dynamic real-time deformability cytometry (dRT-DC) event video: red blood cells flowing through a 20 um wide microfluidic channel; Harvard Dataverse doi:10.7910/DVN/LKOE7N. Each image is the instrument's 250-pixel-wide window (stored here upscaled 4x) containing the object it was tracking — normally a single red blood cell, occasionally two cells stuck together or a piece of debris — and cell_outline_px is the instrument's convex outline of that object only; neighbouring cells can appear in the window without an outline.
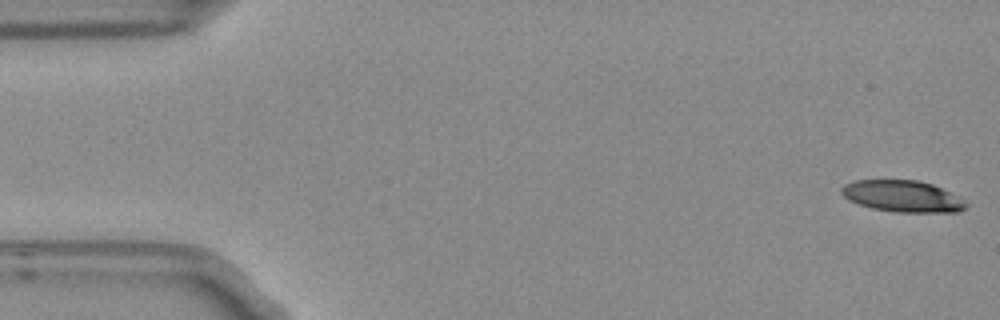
{"species": "Egyptian fruit bat (a non-hibernating species)", "species_latin": "Rousettus aegyptiacus", "temperature_condition": "room temperature", "stored_images_in_passage": 6, "camera_frame_rate_fps": 3000, "um_per_image_px": 0.085, "frame": {"image": 1, "passage_image": 1, "time_ms": 0.0, "image_size_px": [1000, 320], "cell_outline_px": [[968, 204], [964, 208], [956, 212], [896, 212], [872, 208], [848, 200], [840, 192], [840, 188], [844, 184], [852, 180], [920, 180], [932, 184], [960, 196]], "centroid_in_image_um": [76.71, 16.67], "position_along_channel_um": 8.3, "area_um2": 23.0}}
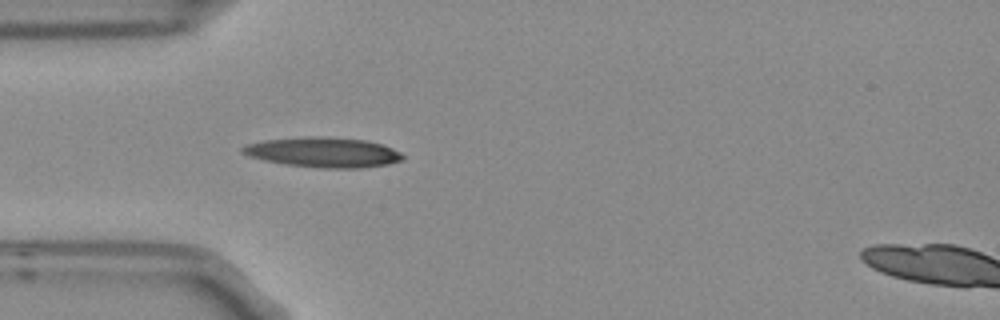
{"frame": {"image": 2, "passage_image": 5, "time_ms": 1.333, "image_size_px": [1000, 320], "cell_outline_px": [[404, 160], [388, 164], [364, 168], [320, 168], [284, 164], [264, 160], [248, 156], [240, 152], [240, 148], [248, 144], [264, 140], [304, 136], [320, 136], [364, 140], [380, 144], [392, 148], [400, 152], [404, 156]], "centroid_in_image_um": [27.47, 12.95], "position_along_channel_um": 57.5, "area_um2": 28.15}}